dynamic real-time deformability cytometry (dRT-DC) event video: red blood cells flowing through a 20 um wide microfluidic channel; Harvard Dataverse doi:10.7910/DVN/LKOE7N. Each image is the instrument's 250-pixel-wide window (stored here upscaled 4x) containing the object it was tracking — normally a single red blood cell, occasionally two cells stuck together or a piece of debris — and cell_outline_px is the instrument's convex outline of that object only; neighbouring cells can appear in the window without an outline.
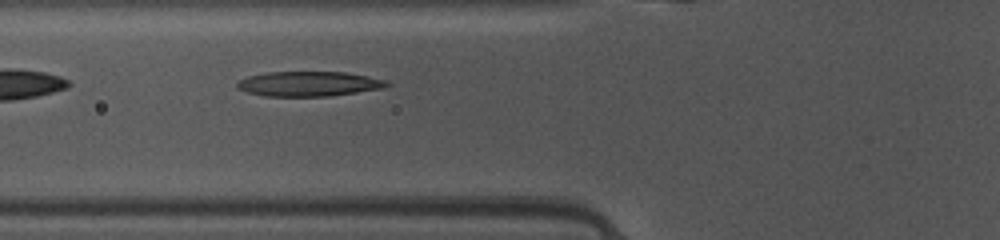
{"species": "common noctule bat (a hibernating species)", "species_latin": "Nyctalus noctula", "temperature_condition": "warm", "stored_images_in_passage": 37, "camera_frame_rate_fps": 3000, "um_per_image_px": 0.085, "animal": {"sex": "female", "body_mass_g": 10.0, "forearm_length_mm": 53.1}, "frame": {"image": 1, "passage_image": 8, "time_ms": 2.333, "image_size_px": [1000, 240], "cell_outline_px": [[392, 84], [384, 88], [328, 96], [264, 96], [248, 92], [236, 88], [236, 84], [240, 80], [248, 76], [268, 72], [344, 72], [368, 76], [388, 80]], "centroid_in_image_um": [26.28, 7.12], "position_along_channel_um": 99.5, "area_um2": 21.68}}
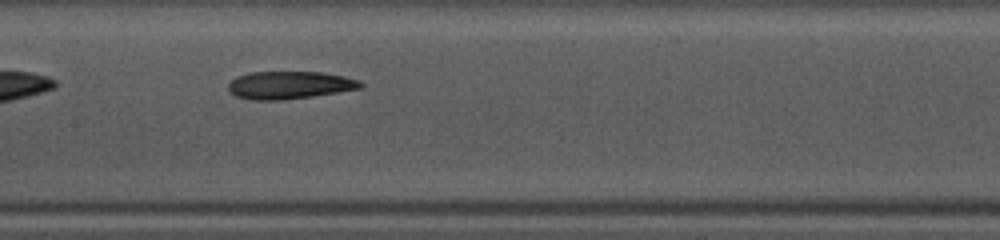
{"frame": {"image": 2, "passage_image": 14, "time_ms": 4.333, "image_size_px": [1000, 240], "cell_outline_px": [[364, 84], [360, 88], [312, 96], [280, 100], [252, 100], [236, 96], [228, 92], [228, 84], [236, 76], [248, 72], [324, 72], [344, 76], [360, 80]], "centroid_in_image_um": [24.57, 7.22], "position_along_channel_um": 182.8, "area_um2": 21.39}}
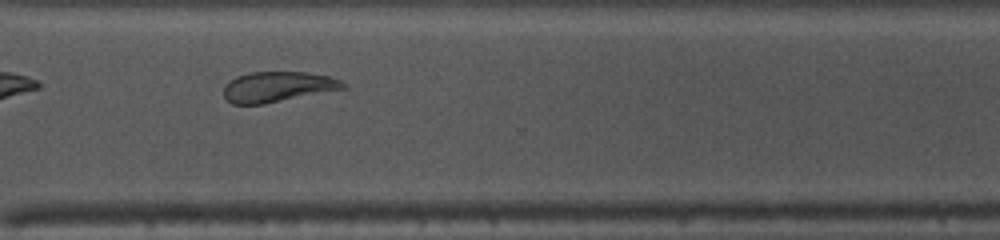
{"frame": {"image": 3, "passage_image": 26, "time_ms": 8.333, "image_size_px": [1000, 240], "cell_outline_px": [[344, 88], [264, 104], [232, 104], [224, 96], [224, 84], [236, 76], [248, 72], [308, 72], [328, 76], [340, 80], [344, 84]], "centroid_in_image_um": [23.53, 7.37], "position_along_channel_um": 347.1, "area_um2": 20.92}, "authors_computed_cell_mechanics": {"area_um2": 21.2126, "velocity_mm_per_s": 4.1205, "shape_relaxation_time_tau1_ms": 6.1184, "shape_relaxation_time_tau2_ms": 2.415, "deformation_change_tau1": 0.1726, "deformation_change_tau2": 0.0963}}